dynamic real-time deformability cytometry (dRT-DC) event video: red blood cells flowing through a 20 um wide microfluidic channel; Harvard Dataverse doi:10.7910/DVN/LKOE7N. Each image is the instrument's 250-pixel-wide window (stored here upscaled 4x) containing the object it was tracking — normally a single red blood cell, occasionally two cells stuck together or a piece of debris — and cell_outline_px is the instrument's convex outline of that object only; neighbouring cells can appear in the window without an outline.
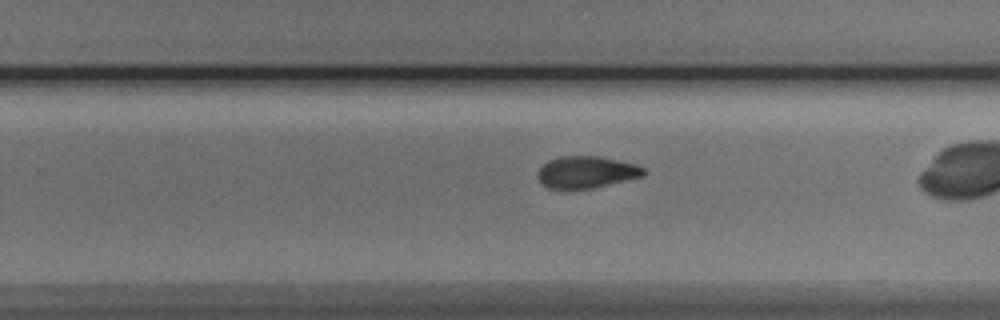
{"species": "Egyptian fruit bat (a non-hibernating species)", "species_latin": "Rousettus aegyptiacus", "temperature_condition": "cold", "stored_images_in_passage": 28, "camera_frame_rate_fps": 3000, "um_per_image_px": 0.085, "animal": {"sex": "male"}, "frame": {"image": 1, "passage_image": 20, "time_ms": 6.333, "image_size_px": [1000, 320], "cell_outline_px": [[644, 176], [592, 188], [544, 188], [540, 184], [536, 176], [536, 172], [548, 160], [560, 156], [596, 156], [636, 164], [644, 168]], "centroid_in_image_um": [49.78, 14.63], "position_along_channel_um": 280.0, "area_um2": 19.65}}